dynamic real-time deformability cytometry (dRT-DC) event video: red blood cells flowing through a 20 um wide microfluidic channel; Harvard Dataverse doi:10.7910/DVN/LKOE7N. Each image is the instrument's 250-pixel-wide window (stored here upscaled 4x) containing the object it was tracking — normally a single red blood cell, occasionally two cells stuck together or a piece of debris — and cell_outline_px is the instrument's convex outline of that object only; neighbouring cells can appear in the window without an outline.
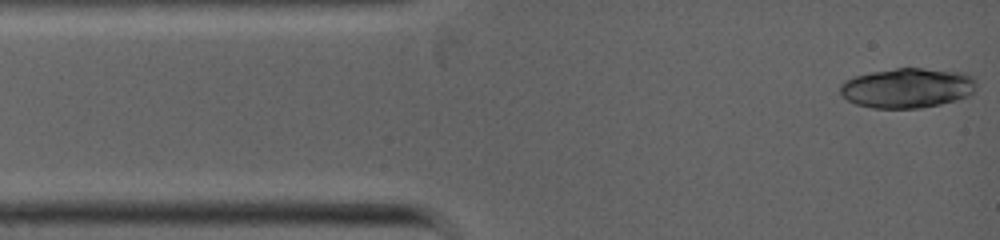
{"species": "common noctule bat (a hibernating species)", "species_latin": "Nyctalus noctula", "temperature_condition": "warm", "stored_images_in_passage": 13, "camera_frame_rate_fps": 5000, "um_per_image_px": 0.085, "animal": {"sex": "female", "body_mass_g": 19.0, "forearm_length_mm": 53.3}, "frame": {"image": 1, "passage_image": 1, "time_ms": 0.0, "image_size_px": [1000, 240], "cell_outline_px": [[976, 88], [972, 96], [940, 104], [920, 108], [872, 108], [856, 104], [848, 100], [840, 92], [840, 84], [844, 80], [852, 76], [872, 72], [896, 68], [924, 68], [968, 72], [976, 80]], "centroid_in_image_um": [77.17, 7.47], "position_along_channel_um": 7.8, "area_um2": 32.14}}